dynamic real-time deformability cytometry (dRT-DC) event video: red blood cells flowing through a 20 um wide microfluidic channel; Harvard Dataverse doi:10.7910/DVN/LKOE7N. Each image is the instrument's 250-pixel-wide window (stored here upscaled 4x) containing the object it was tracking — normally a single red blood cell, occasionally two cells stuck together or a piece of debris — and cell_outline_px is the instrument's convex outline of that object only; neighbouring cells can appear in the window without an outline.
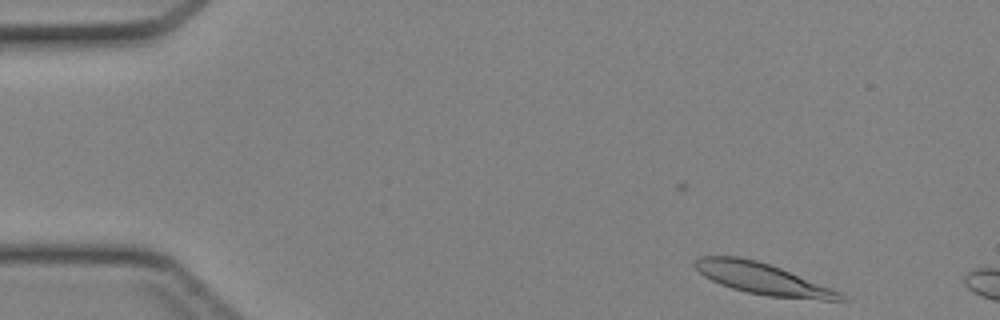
{"species": "Egyptian fruit bat (a non-hibernating species)", "species_latin": "Rousettus aegyptiacus", "temperature_condition": "cold", "stored_images_in_passage": 2, "camera_frame_rate_fps": 3000, "um_per_image_px": 0.085, "animal": {"sex": "female"}, "frame": {"image": 1, "passage_image": 2, "time_ms": 0.333, "image_size_px": [1000, 320], "cell_outline_px": [[848, 300], [820, 300], [768, 296], [748, 292], [732, 288], [720, 284], [704, 276], [692, 264], [692, 260], [700, 256], [740, 256], [756, 260], [780, 268], [840, 292]], "centroid_in_image_um": [64.76, 23.68], "position_along_channel_um": 20.2, "area_um2": 26.24}}